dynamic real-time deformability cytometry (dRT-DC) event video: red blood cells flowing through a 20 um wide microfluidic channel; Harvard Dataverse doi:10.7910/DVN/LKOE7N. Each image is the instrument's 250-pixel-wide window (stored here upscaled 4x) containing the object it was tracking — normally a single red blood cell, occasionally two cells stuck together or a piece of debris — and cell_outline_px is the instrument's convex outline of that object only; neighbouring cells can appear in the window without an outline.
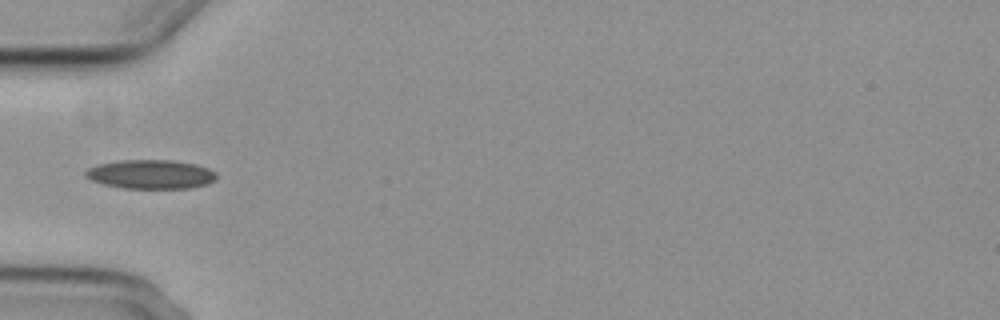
{"species": "common noctule bat (a hibernating species)", "species_latin": "Nyctalus noctula", "temperature_condition": "cold", "stored_images_in_passage": 9, "camera_frame_rate_fps": 3000, "um_per_image_px": 0.085, "animal": {"sex": "female", "body_mass_g": 29.2, "forearm_length_mm": 56.3}, "frame": {"image": 1, "passage_image": 6, "time_ms": 6.0, "image_size_px": [1000, 320], "cell_outline_px": [[216, 180], [208, 184], [192, 188], [124, 188], [104, 184], [92, 180], [84, 176], [84, 172], [88, 168], [100, 164], [120, 160], [172, 160], [196, 164], [208, 168], [216, 172]], "centroid_in_image_um": [12.85, 14.81], "position_along_channel_um": 72.2, "area_um2": 22.2}}
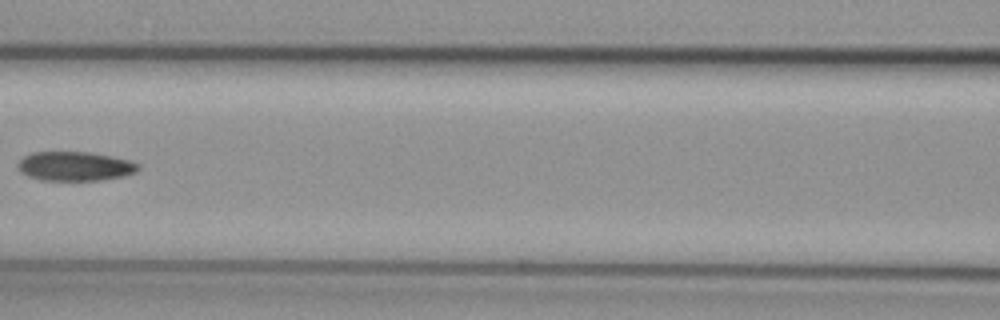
{"frame": {"image": 2, "passage_image": 8, "time_ms": 8.333, "image_size_px": [1000, 320], "cell_outline_px": [[140, 168], [136, 172], [124, 176], [100, 180], [40, 180], [28, 176], [20, 172], [16, 164], [24, 156], [32, 152], [92, 152], [112, 156], [128, 160], [140, 164]], "centroid_in_image_um": [6.37, 14.12], "position_along_channel_um": 160.2, "area_um2": 20.63}}
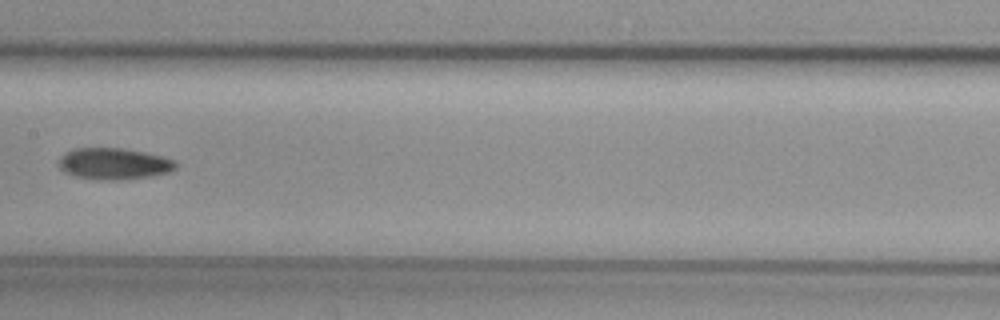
{"frame": {"image": 3, "passage_image": 9, "time_ms": 9.333, "image_size_px": [1000, 320], "cell_outline_px": [[176, 168], [168, 172], [152, 176], [116, 180], [100, 180], [76, 176], [64, 172], [56, 164], [60, 156], [64, 152], [72, 148], [124, 148], [144, 152], [176, 160]], "centroid_in_image_um": [9.63, 13.91], "position_along_channel_um": 197.8, "area_um2": 21.62}}